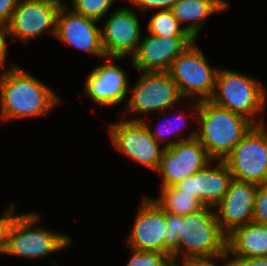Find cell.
I'll return each mask as SVG.
<instances>
[{
    "label": "cell",
    "mask_w": 267,
    "mask_h": 266,
    "mask_svg": "<svg viewBox=\"0 0 267 266\" xmlns=\"http://www.w3.org/2000/svg\"><path fill=\"white\" fill-rule=\"evenodd\" d=\"M39 218L36 213L14 216L7 231L5 254L39 258L70 245L71 239L67 235L30 228Z\"/></svg>",
    "instance_id": "5"
},
{
    "label": "cell",
    "mask_w": 267,
    "mask_h": 266,
    "mask_svg": "<svg viewBox=\"0 0 267 266\" xmlns=\"http://www.w3.org/2000/svg\"><path fill=\"white\" fill-rule=\"evenodd\" d=\"M110 135L115 148L156 172L165 148H159L145 119L114 123Z\"/></svg>",
    "instance_id": "9"
},
{
    "label": "cell",
    "mask_w": 267,
    "mask_h": 266,
    "mask_svg": "<svg viewBox=\"0 0 267 266\" xmlns=\"http://www.w3.org/2000/svg\"><path fill=\"white\" fill-rule=\"evenodd\" d=\"M126 106V113L164 110L183 98L167 72H141Z\"/></svg>",
    "instance_id": "10"
},
{
    "label": "cell",
    "mask_w": 267,
    "mask_h": 266,
    "mask_svg": "<svg viewBox=\"0 0 267 266\" xmlns=\"http://www.w3.org/2000/svg\"><path fill=\"white\" fill-rule=\"evenodd\" d=\"M234 258L229 261L231 266H267V257H244L236 255Z\"/></svg>",
    "instance_id": "29"
},
{
    "label": "cell",
    "mask_w": 267,
    "mask_h": 266,
    "mask_svg": "<svg viewBox=\"0 0 267 266\" xmlns=\"http://www.w3.org/2000/svg\"><path fill=\"white\" fill-rule=\"evenodd\" d=\"M66 9L65 5L58 11L55 37L77 49L105 58L101 29L95 24L98 21L74 11L66 14Z\"/></svg>",
    "instance_id": "16"
},
{
    "label": "cell",
    "mask_w": 267,
    "mask_h": 266,
    "mask_svg": "<svg viewBox=\"0 0 267 266\" xmlns=\"http://www.w3.org/2000/svg\"><path fill=\"white\" fill-rule=\"evenodd\" d=\"M177 257L173 256V255H170L162 264L161 266H179L174 260L176 259ZM176 263V264H175Z\"/></svg>",
    "instance_id": "33"
},
{
    "label": "cell",
    "mask_w": 267,
    "mask_h": 266,
    "mask_svg": "<svg viewBox=\"0 0 267 266\" xmlns=\"http://www.w3.org/2000/svg\"><path fill=\"white\" fill-rule=\"evenodd\" d=\"M126 72L111 63L101 65L88 75L85 87L87 95L100 105H114L121 102L131 89Z\"/></svg>",
    "instance_id": "18"
},
{
    "label": "cell",
    "mask_w": 267,
    "mask_h": 266,
    "mask_svg": "<svg viewBox=\"0 0 267 266\" xmlns=\"http://www.w3.org/2000/svg\"><path fill=\"white\" fill-rule=\"evenodd\" d=\"M60 8L52 1L18 0L11 20L7 24L10 36H15L26 43L25 41L40 35L48 28H52L51 34L55 36Z\"/></svg>",
    "instance_id": "11"
},
{
    "label": "cell",
    "mask_w": 267,
    "mask_h": 266,
    "mask_svg": "<svg viewBox=\"0 0 267 266\" xmlns=\"http://www.w3.org/2000/svg\"><path fill=\"white\" fill-rule=\"evenodd\" d=\"M228 5L225 0H179L170 10L179 23L191 21L184 29L196 40L204 24L202 20L215 12L225 10Z\"/></svg>",
    "instance_id": "20"
},
{
    "label": "cell",
    "mask_w": 267,
    "mask_h": 266,
    "mask_svg": "<svg viewBox=\"0 0 267 266\" xmlns=\"http://www.w3.org/2000/svg\"><path fill=\"white\" fill-rule=\"evenodd\" d=\"M192 37H162L150 34L131 55L133 66L143 72H167L171 63L193 42Z\"/></svg>",
    "instance_id": "14"
},
{
    "label": "cell",
    "mask_w": 267,
    "mask_h": 266,
    "mask_svg": "<svg viewBox=\"0 0 267 266\" xmlns=\"http://www.w3.org/2000/svg\"><path fill=\"white\" fill-rule=\"evenodd\" d=\"M257 187L255 183L234 178L230 182L224 197L216 205L219 208V213H216L217 221L226 235L253 221Z\"/></svg>",
    "instance_id": "15"
},
{
    "label": "cell",
    "mask_w": 267,
    "mask_h": 266,
    "mask_svg": "<svg viewBox=\"0 0 267 266\" xmlns=\"http://www.w3.org/2000/svg\"><path fill=\"white\" fill-rule=\"evenodd\" d=\"M228 252L218 256H200V257H188L183 260V266H217L215 263L210 261L212 258L224 259L226 258ZM210 258V259H209ZM225 266H231L230 262H227Z\"/></svg>",
    "instance_id": "28"
},
{
    "label": "cell",
    "mask_w": 267,
    "mask_h": 266,
    "mask_svg": "<svg viewBox=\"0 0 267 266\" xmlns=\"http://www.w3.org/2000/svg\"><path fill=\"white\" fill-rule=\"evenodd\" d=\"M267 91L249 76L233 70H220L216 76V88L210 99L216 105L242 115L256 124L252 118L264 109Z\"/></svg>",
    "instance_id": "4"
},
{
    "label": "cell",
    "mask_w": 267,
    "mask_h": 266,
    "mask_svg": "<svg viewBox=\"0 0 267 266\" xmlns=\"http://www.w3.org/2000/svg\"><path fill=\"white\" fill-rule=\"evenodd\" d=\"M227 252L244 257H267V225L250 222L227 235Z\"/></svg>",
    "instance_id": "19"
},
{
    "label": "cell",
    "mask_w": 267,
    "mask_h": 266,
    "mask_svg": "<svg viewBox=\"0 0 267 266\" xmlns=\"http://www.w3.org/2000/svg\"><path fill=\"white\" fill-rule=\"evenodd\" d=\"M210 209L205 206L183 216L166 213V254L177 257L185 248V259L218 256L227 251V235L221 230L216 212Z\"/></svg>",
    "instance_id": "1"
},
{
    "label": "cell",
    "mask_w": 267,
    "mask_h": 266,
    "mask_svg": "<svg viewBox=\"0 0 267 266\" xmlns=\"http://www.w3.org/2000/svg\"><path fill=\"white\" fill-rule=\"evenodd\" d=\"M14 205L9 207V210L5 211V215L0 218V253L5 254L6 251V241H7V231L11 221L14 218L13 214Z\"/></svg>",
    "instance_id": "27"
},
{
    "label": "cell",
    "mask_w": 267,
    "mask_h": 266,
    "mask_svg": "<svg viewBox=\"0 0 267 266\" xmlns=\"http://www.w3.org/2000/svg\"><path fill=\"white\" fill-rule=\"evenodd\" d=\"M133 254L127 266H161L170 256L156 251H138L132 249Z\"/></svg>",
    "instance_id": "24"
},
{
    "label": "cell",
    "mask_w": 267,
    "mask_h": 266,
    "mask_svg": "<svg viewBox=\"0 0 267 266\" xmlns=\"http://www.w3.org/2000/svg\"><path fill=\"white\" fill-rule=\"evenodd\" d=\"M166 213L183 216L198 212L205 206L187 192H179L174 186L161 188V198L154 200Z\"/></svg>",
    "instance_id": "21"
},
{
    "label": "cell",
    "mask_w": 267,
    "mask_h": 266,
    "mask_svg": "<svg viewBox=\"0 0 267 266\" xmlns=\"http://www.w3.org/2000/svg\"><path fill=\"white\" fill-rule=\"evenodd\" d=\"M217 163L213 169L208 163L194 175L186 177L173 186L179 192H187L197 197L204 206H216L224 197L233 179L226 162L220 160Z\"/></svg>",
    "instance_id": "17"
},
{
    "label": "cell",
    "mask_w": 267,
    "mask_h": 266,
    "mask_svg": "<svg viewBox=\"0 0 267 266\" xmlns=\"http://www.w3.org/2000/svg\"><path fill=\"white\" fill-rule=\"evenodd\" d=\"M73 11L99 21L109 10L114 0H72Z\"/></svg>",
    "instance_id": "23"
},
{
    "label": "cell",
    "mask_w": 267,
    "mask_h": 266,
    "mask_svg": "<svg viewBox=\"0 0 267 266\" xmlns=\"http://www.w3.org/2000/svg\"><path fill=\"white\" fill-rule=\"evenodd\" d=\"M253 222L267 225V183L260 184L257 187Z\"/></svg>",
    "instance_id": "25"
},
{
    "label": "cell",
    "mask_w": 267,
    "mask_h": 266,
    "mask_svg": "<svg viewBox=\"0 0 267 266\" xmlns=\"http://www.w3.org/2000/svg\"><path fill=\"white\" fill-rule=\"evenodd\" d=\"M195 137L196 132H193L185 139L163 146L165 150L156 170L163 176L162 188L176 185L212 163L206 149Z\"/></svg>",
    "instance_id": "8"
},
{
    "label": "cell",
    "mask_w": 267,
    "mask_h": 266,
    "mask_svg": "<svg viewBox=\"0 0 267 266\" xmlns=\"http://www.w3.org/2000/svg\"><path fill=\"white\" fill-rule=\"evenodd\" d=\"M180 118V117H179ZM177 127H178V125H176ZM163 132H161V131H156V132H152L151 130H150V133H151V135L153 136V138L159 143V141L161 140L162 141V139L164 138H168L169 136H167V135H169V134H171V132H164V130L163 129H161ZM162 133H166L167 135V137H164L163 136V134Z\"/></svg>",
    "instance_id": "32"
},
{
    "label": "cell",
    "mask_w": 267,
    "mask_h": 266,
    "mask_svg": "<svg viewBox=\"0 0 267 266\" xmlns=\"http://www.w3.org/2000/svg\"><path fill=\"white\" fill-rule=\"evenodd\" d=\"M131 229L127 242L131 249L166 254V212L154 200L143 199Z\"/></svg>",
    "instance_id": "13"
},
{
    "label": "cell",
    "mask_w": 267,
    "mask_h": 266,
    "mask_svg": "<svg viewBox=\"0 0 267 266\" xmlns=\"http://www.w3.org/2000/svg\"><path fill=\"white\" fill-rule=\"evenodd\" d=\"M150 34L162 37H191L175 19L171 10H159L149 21Z\"/></svg>",
    "instance_id": "22"
},
{
    "label": "cell",
    "mask_w": 267,
    "mask_h": 266,
    "mask_svg": "<svg viewBox=\"0 0 267 266\" xmlns=\"http://www.w3.org/2000/svg\"><path fill=\"white\" fill-rule=\"evenodd\" d=\"M9 36L8 25L0 22V68L3 69L5 67V61L7 56V46L5 38Z\"/></svg>",
    "instance_id": "31"
},
{
    "label": "cell",
    "mask_w": 267,
    "mask_h": 266,
    "mask_svg": "<svg viewBox=\"0 0 267 266\" xmlns=\"http://www.w3.org/2000/svg\"><path fill=\"white\" fill-rule=\"evenodd\" d=\"M18 0H0V22L8 24Z\"/></svg>",
    "instance_id": "30"
},
{
    "label": "cell",
    "mask_w": 267,
    "mask_h": 266,
    "mask_svg": "<svg viewBox=\"0 0 267 266\" xmlns=\"http://www.w3.org/2000/svg\"><path fill=\"white\" fill-rule=\"evenodd\" d=\"M101 30V43L108 60H122L137 51L140 42L139 20L130 8L118 9Z\"/></svg>",
    "instance_id": "12"
},
{
    "label": "cell",
    "mask_w": 267,
    "mask_h": 266,
    "mask_svg": "<svg viewBox=\"0 0 267 266\" xmlns=\"http://www.w3.org/2000/svg\"><path fill=\"white\" fill-rule=\"evenodd\" d=\"M263 124L254 125L224 159L234 179L267 183V132Z\"/></svg>",
    "instance_id": "7"
},
{
    "label": "cell",
    "mask_w": 267,
    "mask_h": 266,
    "mask_svg": "<svg viewBox=\"0 0 267 266\" xmlns=\"http://www.w3.org/2000/svg\"><path fill=\"white\" fill-rule=\"evenodd\" d=\"M141 10L157 8V10H170L179 0H128Z\"/></svg>",
    "instance_id": "26"
},
{
    "label": "cell",
    "mask_w": 267,
    "mask_h": 266,
    "mask_svg": "<svg viewBox=\"0 0 267 266\" xmlns=\"http://www.w3.org/2000/svg\"><path fill=\"white\" fill-rule=\"evenodd\" d=\"M44 1H52L57 6H60V7L64 6L63 3L61 4V2H62L61 0H44Z\"/></svg>",
    "instance_id": "34"
},
{
    "label": "cell",
    "mask_w": 267,
    "mask_h": 266,
    "mask_svg": "<svg viewBox=\"0 0 267 266\" xmlns=\"http://www.w3.org/2000/svg\"><path fill=\"white\" fill-rule=\"evenodd\" d=\"M0 98L4 121L45 115L61 100L48 86L15 64L0 75Z\"/></svg>",
    "instance_id": "2"
},
{
    "label": "cell",
    "mask_w": 267,
    "mask_h": 266,
    "mask_svg": "<svg viewBox=\"0 0 267 266\" xmlns=\"http://www.w3.org/2000/svg\"><path fill=\"white\" fill-rule=\"evenodd\" d=\"M196 103L193 113L199 119L200 131L196 132L195 138L212 160H224L254 124L211 100H198Z\"/></svg>",
    "instance_id": "3"
},
{
    "label": "cell",
    "mask_w": 267,
    "mask_h": 266,
    "mask_svg": "<svg viewBox=\"0 0 267 266\" xmlns=\"http://www.w3.org/2000/svg\"><path fill=\"white\" fill-rule=\"evenodd\" d=\"M193 41L172 63L167 73L182 97L210 100L216 88L218 69L211 68Z\"/></svg>",
    "instance_id": "6"
}]
</instances>
